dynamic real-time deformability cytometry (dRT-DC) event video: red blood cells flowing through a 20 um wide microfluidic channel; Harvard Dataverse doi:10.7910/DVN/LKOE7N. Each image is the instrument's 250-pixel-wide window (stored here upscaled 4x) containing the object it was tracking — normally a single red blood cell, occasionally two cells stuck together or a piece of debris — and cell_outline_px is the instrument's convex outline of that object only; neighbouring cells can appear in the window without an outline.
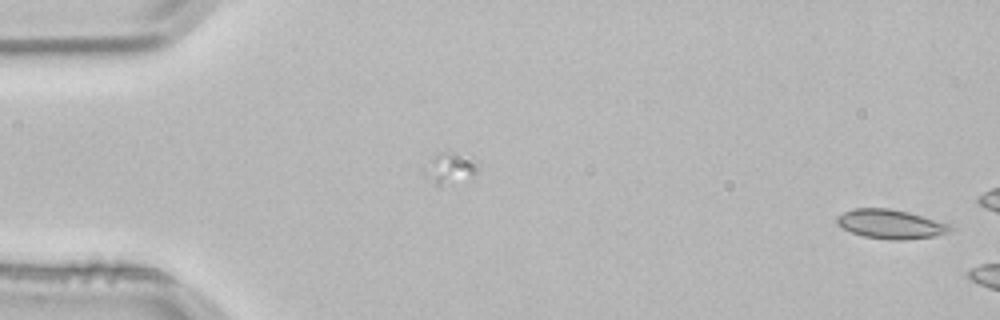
{"species": "common noctule bat (a hibernating species)", "species_latin": "Nyctalus noctula", "temperature_condition": "room temperature", "stored_images_in_passage": 3, "camera_frame_rate_fps": 3000, "um_per_image_px": 0.085, "animal": {"sex": "male", "body_mass_g": 21.5, "forearm_length_mm": 52.0}, "frame": {"image": 1, "passage_image": 1, "time_ms": 0.0, "image_size_px": [1000, 320], "cell_outline_px": [[956, 228], [952, 232], [936, 236], [904, 240], [888, 240], [864, 236], [840, 228], [836, 224], [836, 216], [852, 208], [888, 208], [908, 212], [952, 224]], "centroid_in_image_um": [75.74, 19.05], "position_along_channel_um": 9.3, "area_um2": 19.71}}